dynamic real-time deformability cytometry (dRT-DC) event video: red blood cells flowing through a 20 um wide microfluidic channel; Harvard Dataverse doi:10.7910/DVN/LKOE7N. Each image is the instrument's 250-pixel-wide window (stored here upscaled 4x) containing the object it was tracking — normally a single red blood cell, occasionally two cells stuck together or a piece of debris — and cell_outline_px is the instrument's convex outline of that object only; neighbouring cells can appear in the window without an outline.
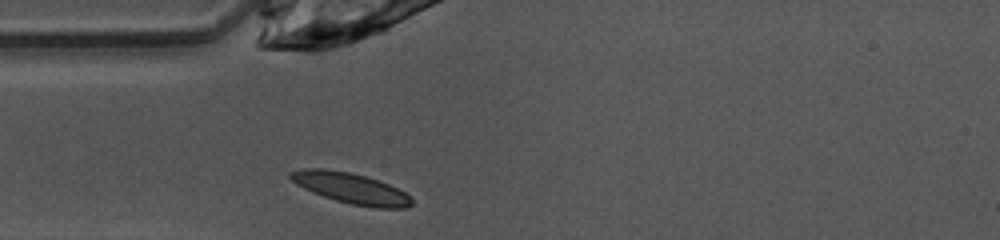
{"species": "common noctule bat (a hibernating species)", "species_latin": "Nyctalus noctula", "temperature_condition": "warm", "stored_images_in_passage": 37, "camera_frame_rate_fps": 3000, "um_per_image_px": 0.085, "animal": {"sex": "female", "body_mass_g": 10.0, "forearm_length_mm": 53.1}, "frame": {"image": 1, "passage_image": 1, "time_ms": 0.0, "image_size_px": [1000, 240], "cell_outline_px": [[412, 204], [404, 208], [372, 208], [352, 204], [336, 200], [312, 192], [296, 184], [288, 176], [288, 172], [304, 168], [320, 168], [348, 172], [364, 176], [388, 184], [404, 192], [412, 200]], "centroid_in_image_um": [29.78, 16.0], "position_along_channel_um": 55.2, "area_um2": 21.39}}
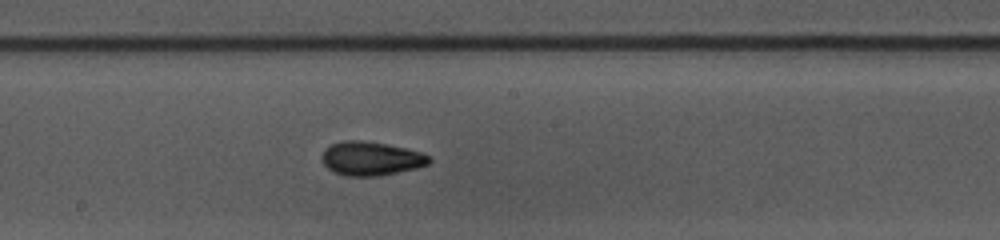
{"frame": {"image": 2, "passage_image": 13, "time_ms": 4.0, "image_size_px": [1000, 240], "cell_outline_px": [[432, 160], [428, 164], [416, 168], [376, 176], [348, 176], [332, 172], [324, 164], [324, 148], [332, 144], [344, 140], [360, 140], [384, 144], [404, 148], [420, 152], [428, 156]], "centroid_in_image_um": [31.52, 13.48], "position_along_channel_um": 216.7, "area_um2": 20.75}}
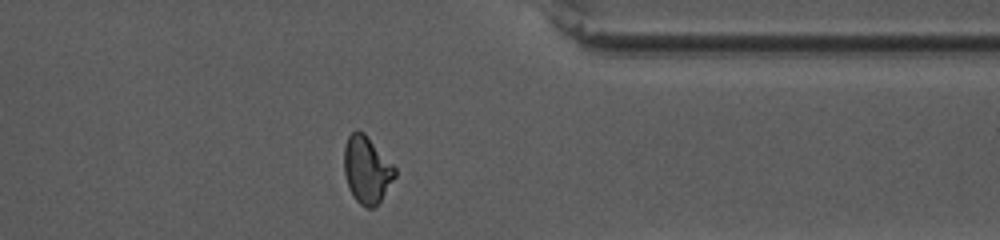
{"frame": {"image": 3, "passage_image": 26, "time_ms": 8.333, "image_size_px": [1000, 240], "cell_outline_px": [[396, 176], [380, 200], [372, 208], [364, 208], [352, 196], [348, 188], [344, 172], [344, 148], [348, 136], [352, 132], [364, 132], [396, 168]], "centroid_in_image_um": [31.16, 14.45], "position_along_channel_um": 380.2, "area_um2": 19.71}, "authors_computed_cell_mechanics": {"area_um2": 19.8832, "velocity_mm_per_s": 4.0528, "shape_relaxation_time_tau1_ms": 6.1975, "shape_relaxation_time_tau2_ms": 1.9267, "deformation_change_tau1": 0.1893, "deformation_change_tau2": 0.0768}}